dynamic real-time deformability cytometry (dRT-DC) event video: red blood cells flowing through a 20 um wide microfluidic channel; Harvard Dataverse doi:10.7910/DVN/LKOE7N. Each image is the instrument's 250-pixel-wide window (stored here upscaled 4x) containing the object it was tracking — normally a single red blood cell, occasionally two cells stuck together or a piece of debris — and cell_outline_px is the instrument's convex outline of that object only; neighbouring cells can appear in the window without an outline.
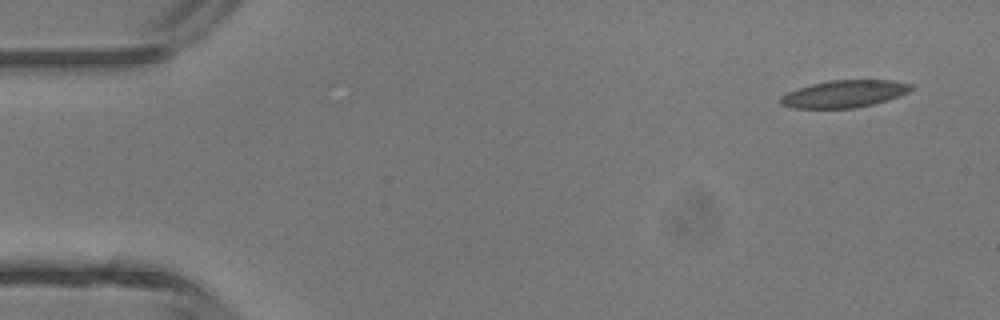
{"species": "common noctule bat (a hibernating species)", "species_latin": "Nyctalus noctula", "temperature_condition": "room temperature", "stored_images_in_passage": 4, "camera_frame_rate_fps": 3000, "um_per_image_px": 0.085, "animal": {"sex": "male", "body_mass_g": 13.3}, "frame": {"image": 1, "passage_image": 1, "time_ms": 0.0, "image_size_px": [1000, 320], "cell_outline_px": [[912, 88], [908, 92], [900, 96], [888, 100], [856, 108], [796, 108], [780, 104], [780, 96], [788, 92], [812, 84], [832, 80], [892, 80], [912, 84]], "centroid_in_image_um": [71.79, 7.98], "position_along_channel_um": 13.2, "area_um2": 20.58}}
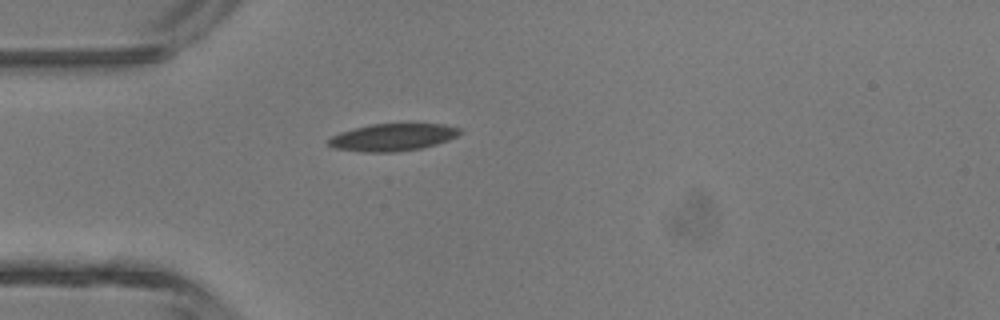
{"frame": {"image": 2, "passage_image": 4, "time_ms": 3.333, "image_size_px": [1000, 320], "cell_outline_px": [[464, 132], [448, 140], [436, 144], [420, 148], [396, 152], [360, 152], [332, 148], [328, 144], [328, 140], [332, 136], [340, 132], [372, 124], [444, 124], [460, 128]], "centroid_in_image_um": [33.38, 11.67], "position_along_channel_um": 51.6, "area_um2": 20.87}}